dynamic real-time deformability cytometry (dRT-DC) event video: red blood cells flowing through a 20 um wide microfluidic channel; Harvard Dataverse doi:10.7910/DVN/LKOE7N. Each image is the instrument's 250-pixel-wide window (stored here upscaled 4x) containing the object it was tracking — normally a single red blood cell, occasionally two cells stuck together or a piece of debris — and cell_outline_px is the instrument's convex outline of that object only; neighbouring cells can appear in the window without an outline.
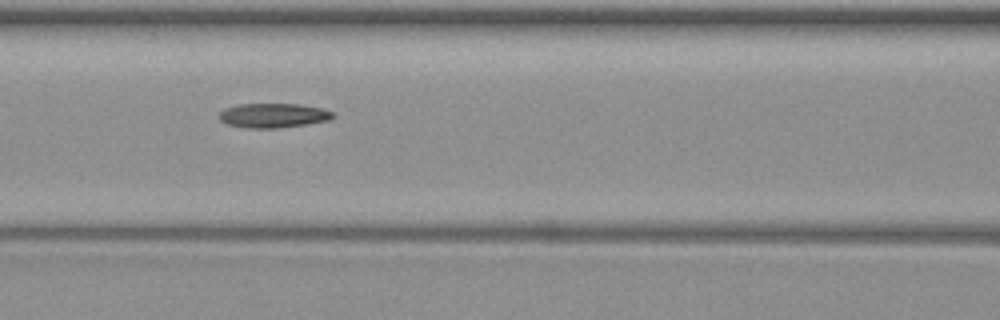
{"species": "common noctule bat (a hibernating species)", "species_latin": "Nyctalus noctula", "temperature_condition": "warm", "stored_images_in_passage": 12, "camera_frame_rate_fps": 3000, "um_per_image_px": 0.085, "animal": {"sex": "female", "body_mass_g": 19.3, "forearm_length_mm": 54.1}, "frame": {"image": 1, "passage_image": 6, "time_ms": 6.667, "image_size_px": [1000, 320], "cell_outline_px": [[336, 116], [332, 120], [280, 128], [248, 128], [228, 124], [220, 120], [220, 112], [224, 108], [240, 104], [300, 104], [320, 108], [332, 112]], "centroid_in_image_um": [23.26, 9.82], "position_along_channel_um": 143.3, "area_um2": 16.18}}
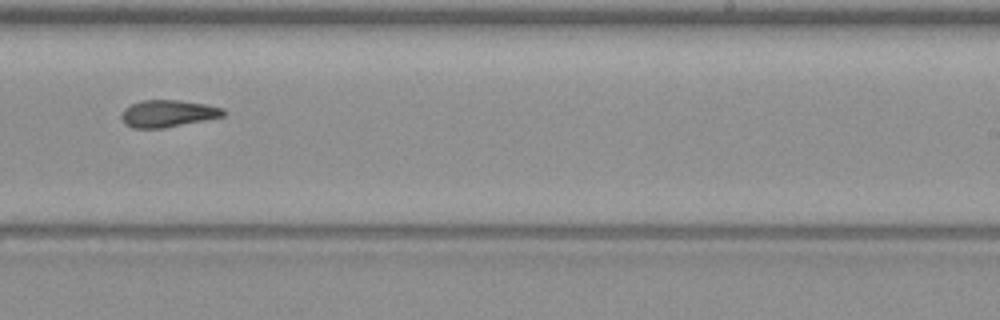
{"frame": {"image": 2, "passage_image": 9, "time_ms": 10.333, "image_size_px": [1000, 320], "cell_outline_px": [[224, 116], [164, 128], [132, 128], [124, 124], [120, 116], [124, 108], [132, 104], [144, 100], [180, 100], [204, 104], [224, 108]], "centroid_in_image_um": [14.23, 9.65], "position_along_channel_um": 274.8, "area_um2": 16.01}}
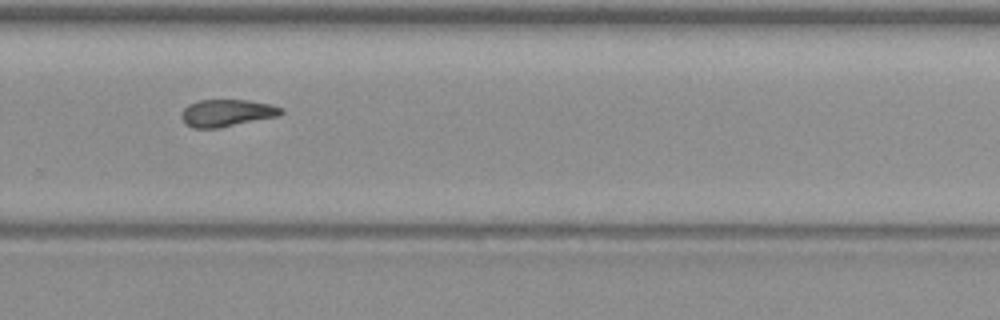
{"frame": {"image": 3, "passage_image": 10, "time_ms": 11.333, "image_size_px": [1000, 320], "cell_outline_px": [[284, 112], [280, 116], [220, 128], [192, 128], [184, 124], [180, 116], [180, 112], [188, 104], [196, 100], [248, 100], [272, 104], [284, 108]], "centroid_in_image_um": [19.28, 9.6], "position_along_channel_um": 310.5, "area_um2": 16.24}}